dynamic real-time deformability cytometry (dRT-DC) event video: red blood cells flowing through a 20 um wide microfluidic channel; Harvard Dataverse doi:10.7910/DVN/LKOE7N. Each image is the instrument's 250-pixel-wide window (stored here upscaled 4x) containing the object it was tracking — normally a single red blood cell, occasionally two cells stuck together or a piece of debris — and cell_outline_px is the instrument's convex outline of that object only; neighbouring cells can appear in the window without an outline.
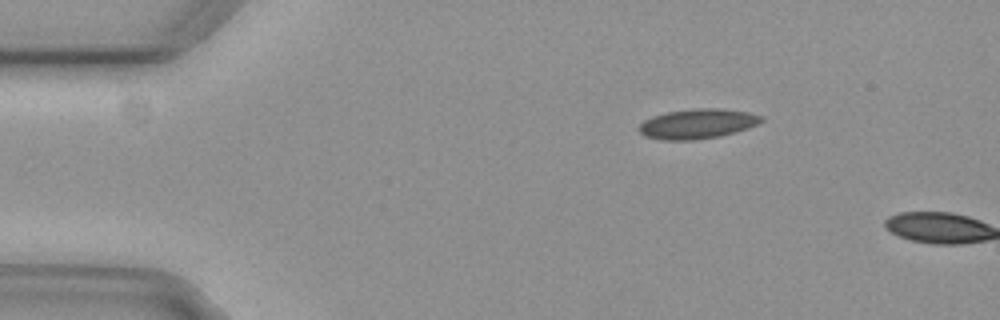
{"species": "common noctule bat (a hibernating species)", "species_latin": "Nyctalus noctula", "temperature_condition": "cold", "stored_images_in_passage": 3, "camera_frame_rate_fps": 3000, "um_per_image_px": 0.085, "animal": {"sex": "female", "body_mass_g": 29.2, "forearm_length_mm": 56.3}, "frame": {"image": 1, "passage_image": 2, "time_ms": 0.333, "image_size_px": [1000, 320], "cell_outline_px": [[764, 120], [756, 124], [720, 136], [692, 140], [660, 140], [644, 136], [636, 128], [644, 120], [652, 116], [668, 112], [696, 108], [720, 108], [748, 112], [764, 116]], "centroid_in_image_um": [59.23, 10.52], "position_along_channel_um": 25.8, "area_um2": 21.15}}